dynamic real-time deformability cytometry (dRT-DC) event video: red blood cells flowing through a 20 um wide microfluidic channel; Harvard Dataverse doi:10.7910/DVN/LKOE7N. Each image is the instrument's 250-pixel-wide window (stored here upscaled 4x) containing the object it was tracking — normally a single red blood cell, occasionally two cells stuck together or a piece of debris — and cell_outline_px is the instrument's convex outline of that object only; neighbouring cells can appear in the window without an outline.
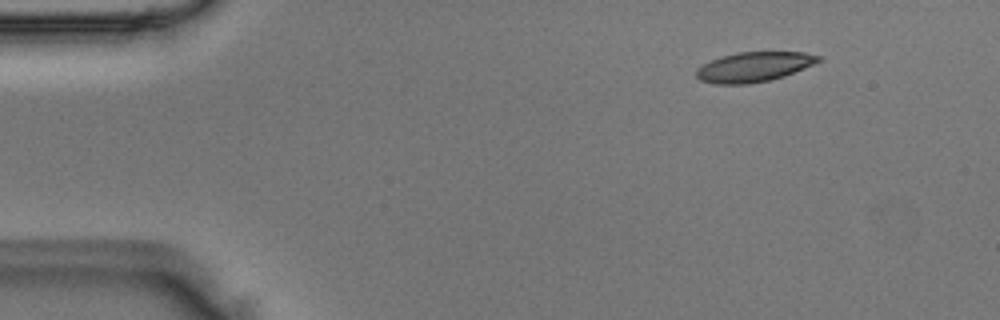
{"species": "Egyptian fruit bat (a non-hibernating species)", "species_latin": "Rousettus aegyptiacus", "temperature_condition": "room temperature", "stored_images_in_passage": 43, "camera_frame_rate_fps": 3000, "um_per_image_px": 0.085, "animal": {"sex": "male"}, "frame": {"image": 1, "passage_image": 2, "time_ms": 0.333, "image_size_px": [1000, 320], "cell_outline_px": [[820, 60], [804, 68], [784, 76], [768, 80], [748, 84], [716, 84], [700, 80], [696, 76], [696, 68], [720, 56], [736, 52], [804, 52], [820, 56]], "centroid_in_image_um": [64.04, 5.68], "position_along_channel_um": 21.0, "area_um2": 21.04}}
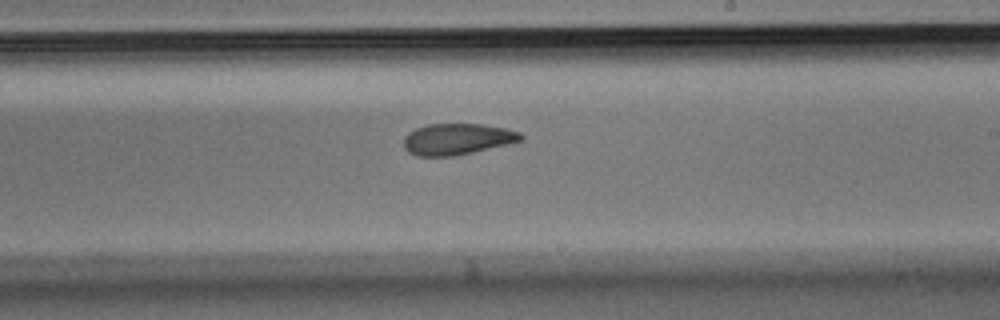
{"frame": {"image": 2, "passage_image": 26, "time_ms": 8.333, "image_size_px": [1000, 320], "cell_outline_px": [[524, 136], [520, 140], [508, 144], [456, 156], [416, 156], [408, 152], [404, 148], [404, 136], [408, 132], [416, 128], [428, 124], [480, 124], [504, 128], [520, 132]], "centroid_in_image_um": [38.83, 11.83], "position_along_channel_um": 250.2, "area_um2": 21.33}}
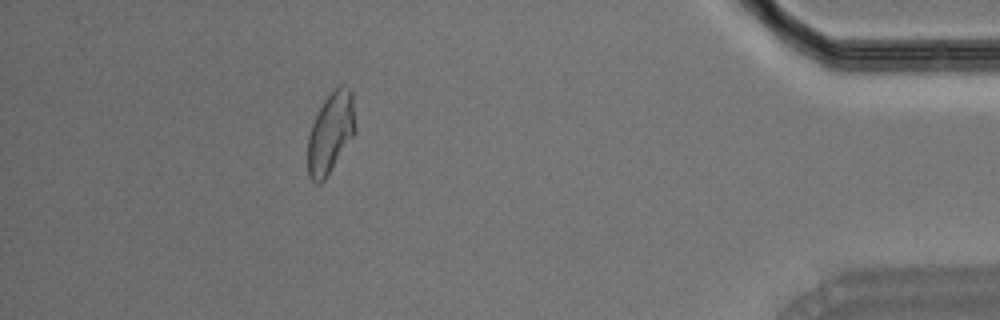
{"frame": {"image": 3, "passage_image": 42, "time_ms": 13.667, "image_size_px": [1000, 320], "cell_outline_px": [[352, 136], [324, 180], [320, 184], [316, 184], [308, 176], [308, 136], [312, 124], [324, 100], [340, 84], [352, 88]], "centroid_in_image_um": [28.04, 11.31], "position_along_channel_um": 407.2, "area_um2": 21.39}}